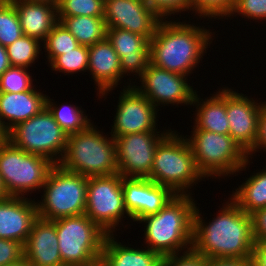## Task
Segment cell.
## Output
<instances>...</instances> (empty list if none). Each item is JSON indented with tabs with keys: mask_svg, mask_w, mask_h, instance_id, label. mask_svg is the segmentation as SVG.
I'll use <instances>...</instances> for the list:
<instances>
[{
	"mask_svg": "<svg viewBox=\"0 0 266 266\" xmlns=\"http://www.w3.org/2000/svg\"><path fill=\"white\" fill-rule=\"evenodd\" d=\"M229 199L209 223L195 207L192 249L207 259L252 257L255 241L251 215Z\"/></svg>",
	"mask_w": 266,
	"mask_h": 266,
	"instance_id": "1",
	"label": "cell"
},
{
	"mask_svg": "<svg viewBox=\"0 0 266 266\" xmlns=\"http://www.w3.org/2000/svg\"><path fill=\"white\" fill-rule=\"evenodd\" d=\"M176 21V22H175ZM162 20L150 40V63L161 69L184 76L202 62L212 43V32L203 26ZM178 21V22H177Z\"/></svg>",
	"mask_w": 266,
	"mask_h": 266,
	"instance_id": "2",
	"label": "cell"
},
{
	"mask_svg": "<svg viewBox=\"0 0 266 266\" xmlns=\"http://www.w3.org/2000/svg\"><path fill=\"white\" fill-rule=\"evenodd\" d=\"M196 205L192 195H175L159 212L138 220L146 224V248L161 257L191 250Z\"/></svg>",
	"mask_w": 266,
	"mask_h": 266,
	"instance_id": "3",
	"label": "cell"
},
{
	"mask_svg": "<svg viewBox=\"0 0 266 266\" xmlns=\"http://www.w3.org/2000/svg\"><path fill=\"white\" fill-rule=\"evenodd\" d=\"M97 130L91 123L85 130L69 134L58 165L85 177L118 174L114 138Z\"/></svg>",
	"mask_w": 266,
	"mask_h": 266,
	"instance_id": "4",
	"label": "cell"
},
{
	"mask_svg": "<svg viewBox=\"0 0 266 266\" xmlns=\"http://www.w3.org/2000/svg\"><path fill=\"white\" fill-rule=\"evenodd\" d=\"M202 178L205 180L197 168L186 136L171 130L156 147L148 179L170 188L176 195H191L188 189Z\"/></svg>",
	"mask_w": 266,
	"mask_h": 266,
	"instance_id": "5",
	"label": "cell"
},
{
	"mask_svg": "<svg viewBox=\"0 0 266 266\" xmlns=\"http://www.w3.org/2000/svg\"><path fill=\"white\" fill-rule=\"evenodd\" d=\"M192 130L191 137L186 139L205 178L230 177L248 167L250 158L230 135L199 130L195 126Z\"/></svg>",
	"mask_w": 266,
	"mask_h": 266,
	"instance_id": "6",
	"label": "cell"
},
{
	"mask_svg": "<svg viewBox=\"0 0 266 266\" xmlns=\"http://www.w3.org/2000/svg\"><path fill=\"white\" fill-rule=\"evenodd\" d=\"M88 177L54 165L43 185V196L36 201L38 218L53 221L85 214Z\"/></svg>",
	"mask_w": 266,
	"mask_h": 266,
	"instance_id": "7",
	"label": "cell"
},
{
	"mask_svg": "<svg viewBox=\"0 0 266 266\" xmlns=\"http://www.w3.org/2000/svg\"><path fill=\"white\" fill-rule=\"evenodd\" d=\"M55 227L65 266H82L101 258L107 233L86 214L56 219Z\"/></svg>",
	"mask_w": 266,
	"mask_h": 266,
	"instance_id": "8",
	"label": "cell"
},
{
	"mask_svg": "<svg viewBox=\"0 0 266 266\" xmlns=\"http://www.w3.org/2000/svg\"><path fill=\"white\" fill-rule=\"evenodd\" d=\"M53 166L50 160L27 153L9 140L0 143V178L8 196L24 197L41 189Z\"/></svg>",
	"mask_w": 266,
	"mask_h": 266,
	"instance_id": "9",
	"label": "cell"
},
{
	"mask_svg": "<svg viewBox=\"0 0 266 266\" xmlns=\"http://www.w3.org/2000/svg\"><path fill=\"white\" fill-rule=\"evenodd\" d=\"M68 134L45 106L38 114L17 124L7 133L14 146L50 160L54 165L63 157Z\"/></svg>",
	"mask_w": 266,
	"mask_h": 266,
	"instance_id": "10",
	"label": "cell"
},
{
	"mask_svg": "<svg viewBox=\"0 0 266 266\" xmlns=\"http://www.w3.org/2000/svg\"><path fill=\"white\" fill-rule=\"evenodd\" d=\"M122 176L88 177L85 214L107 234H114L124 215H128L122 191Z\"/></svg>",
	"mask_w": 266,
	"mask_h": 266,
	"instance_id": "11",
	"label": "cell"
},
{
	"mask_svg": "<svg viewBox=\"0 0 266 266\" xmlns=\"http://www.w3.org/2000/svg\"><path fill=\"white\" fill-rule=\"evenodd\" d=\"M170 131L171 128L161 133L140 132L114 138L118 173L126 178H149L156 147Z\"/></svg>",
	"mask_w": 266,
	"mask_h": 266,
	"instance_id": "12",
	"label": "cell"
},
{
	"mask_svg": "<svg viewBox=\"0 0 266 266\" xmlns=\"http://www.w3.org/2000/svg\"><path fill=\"white\" fill-rule=\"evenodd\" d=\"M187 77L170 72L149 63L138 77L141 85L133 87L144 95L156 108L161 105H192L196 90L187 83Z\"/></svg>",
	"mask_w": 266,
	"mask_h": 266,
	"instance_id": "13",
	"label": "cell"
},
{
	"mask_svg": "<svg viewBox=\"0 0 266 266\" xmlns=\"http://www.w3.org/2000/svg\"><path fill=\"white\" fill-rule=\"evenodd\" d=\"M123 87L110 135L116 138L140 132H160L156 127L159 110L132 83Z\"/></svg>",
	"mask_w": 266,
	"mask_h": 266,
	"instance_id": "14",
	"label": "cell"
},
{
	"mask_svg": "<svg viewBox=\"0 0 266 266\" xmlns=\"http://www.w3.org/2000/svg\"><path fill=\"white\" fill-rule=\"evenodd\" d=\"M107 28H120L147 37L154 36L162 19L144 0H105Z\"/></svg>",
	"mask_w": 266,
	"mask_h": 266,
	"instance_id": "15",
	"label": "cell"
},
{
	"mask_svg": "<svg viewBox=\"0 0 266 266\" xmlns=\"http://www.w3.org/2000/svg\"><path fill=\"white\" fill-rule=\"evenodd\" d=\"M226 88V114L229 135L247 153L255 144L258 135V117L266 102L257 103L253 98Z\"/></svg>",
	"mask_w": 266,
	"mask_h": 266,
	"instance_id": "16",
	"label": "cell"
},
{
	"mask_svg": "<svg viewBox=\"0 0 266 266\" xmlns=\"http://www.w3.org/2000/svg\"><path fill=\"white\" fill-rule=\"evenodd\" d=\"M122 191L125 209L133 222L159 212L176 195L148 178L123 177Z\"/></svg>",
	"mask_w": 266,
	"mask_h": 266,
	"instance_id": "17",
	"label": "cell"
},
{
	"mask_svg": "<svg viewBox=\"0 0 266 266\" xmlns=\"http://www.w3.org/2000/svg\"><path fill=\"white\" fill-rule=\"evenodd\" d=\"M37 218V205L31 198L9 196L0 200V238L24 246Z\"/></svg>",
	"mask_w": 266,
	"mask_h": 266,
	"instance_id": "18",
	"label": "cell"
},
{
	"mask_svg": "<svg viewBox=\"0 0 266 266\" xmlns=\"http://www.w3.org/2000/svg\"><path fill=\"white\" fill-rule=\"evenodd\" d=\"M106 38L120 58L122 74L139 77L150 63V40L120 28H107Z\"/></svg>",
	"mask_w": 266,
	"mask_h": 266,
	"instance_id": "19",
	"label": "cell"
},
{
	"mask_svg": "<svg viewBox=\"0 0 266 266\" xmlns=\"http://www.w3.org/2000/svg\"><path fill=\"white\" fill-rule=\"evenodd\" d=\"M23 250L24 257L32 266H65L58 247L55 220L37 218Z\"/></svg>",
	"mask_w": 266,
	"mask_h": 266,
	"instance_id": "20",
	"label": "cell"
},
{
	"mask_svg": "<svg viewBox=\"0 0 266 266\" xmlns=\"http://www.w3.org/2000/svg\"><path fill=\"white\" fill-rule=\"evenodd\" d=\"M88 52L87 71L92 75L91 77L98 87L97 95L101 99L115 90L114 88L124 77L121 71L120 58L107 38L88 46Z\"/></svg>",
	"mask_w": 266,
	"mask_h": 266,
	"instance_id": "21",
	"label": "cell"
},
{
	"mask_svg": "<svg viewBox=\"0 0 266 266\" xmlns=\"http://www.w3.org/2000/svg\"><path fill=\"white\" fill-rule=\"evenodd\" d=\"M46 95L35 86L24 92H0V123L8 133L17 124L30 119L46 106Z\"/></svg>",
	"mask_w": 266,
	"mask_h": 266,
	"instance_id": "22",
	"label": "cell"
},
{
	"mask_svg": "<svg viewBox=\"0 0 266 266\" xmlns=\"http://www.w3.org/2000/svg\"><path fill=\"white\" fill-rule=\"evenodd\" d=\"M10 1L17 10L24 35L43 43L47 35L58 23L57 6L27 0Z\"/></svg>",
	"mask_w": 266,
	"mask_h": 266,
	"instance_id": "23",
	"label": "cell"
},
{
	"mask_svg": "<svg viewBox=\"0 0 266 266\" xmlns=\"http://www.w3.org/2000/svg\"><path fill=\"white\" fill-rule=\"evenodd\" d=\"M211 95L203 101L196 92L192 103V106H196L197 109L195 110L193 126L199 130L229 135V121L226 114V87L222 90L220 88L218 92Z\"/></svg>",
	"mask_w": 266,
	"mask_h": 266,
	"instance_id": "24",
	"label": "cell"
},
{
	"mask_svg": "<svg viewBox=\"0 0 266 266\" xmlns=\"http://www.w3.org/2000/svg\"><path fill=\"white\" fill-rule=\"evenodd\" d=\"M114 234H107L101 257L109 266H161L162 257L146 248H132L117 242Z\"/></svg>",
	"mask_w": 266,
	"mask_h": 266,
	"instance_id": "25",
	"label": "cell"
},
{
	"mask_svg": "<svg viewBox=\"0 0 266 266\" xmlns=\"http://www.w3.org/2000/svg\"><path fill=\"white\" fill-rule=\"evenodd\" d=\"M253 174L230 196L243 212L250 215L266 207V168Z\"/></svg>",
	"mask_w": 266,
	"mask_h": 266,
	"instance_id": "26",
	"label": "cell"
},
{
	"mask_svg": "<svg viewBox=\"0 0 266 266\" xmlns=\"http://www.w3.org/2000/svg\"><path fill=\"white\" fill-rule=\"evenodd\" d=\"M58 22L71 32L80 45L90 46L107 36V26L103 17H58Z\"/></svg>",
	"mask_w": 266,
	"mask_h": 266,
	"instance_id": "27",
	"label": "cell"
},
{
	"mask_svg": "<svg viewBox=\"0 0 266 266\" xmlns=\"http://www.w3.org/2000/svg\"><path fill=\"white\" fill-rule=\"evenodd\" d=\"M53 101V102H52ZM46 107L52 113L55 121L69 135L85 130L91 121L85 112L74 105H57L53 99L46 97Z\"/></svg>",
	"mask_w": 266,
	"mask_h": 266,
	"instance_id": "28",
	"label": "cell"
},
{
	"mask_svg": "<svg viewBox=\"0 0 266 266\" xmlns=\"http://www.w3.org/2000/svg\"><path fill=\"white\" fill-rule=\"evenodd\" d=\"M41 45L39 40L26 35L8 45L6 49L11 66L29 69L39 58Z\"/></svg>",
	"mask_w": 266,
	"mask_h": 266,
	"instance_id": "29",
	"label": "cell"
},
{
	"mask_svg": "<svg viewBox=\"0 0 266 266\" xmlns=\"http://www.w3.org/2000/svg\"><path fill=\"white\" fill-rule=\"evenodd\" d=\"M43 44L42 46H44L43 49L47 52L45 55H47L46 57L49 64L57 56L64 54V52L71 51L80 45L71 32L60 22L53 27Z\"/></svg>",
	"mask_w": 266,
	"mask_h": 266,
	"instance_id": "30",
	"label": "cell"
},
{
	"mask_svg": "<svg viewBox=\"0 0 266 266\" xmlns=\"http://www.w3.org/2000/svg\"><path fill=\"white\" fill-rule=\"evenodd\" d=\"M23 35L14 4L10 0H0V44L7 47Z\"/></svg>",
	"mask_w": 266,
	"mask_h": 266,
	"instance_id": "31",
	"label": "cell"
},
{
	"mask_svg": "<svg viewBox=\"0 0 266 266\" xmlns=\"http://www.w3.org/2000/svg\"><path fill=\"white\" fill-rule=\"evenodd\" d=\"M89 52L88 46L79 45L75 49L64 52L57 56L50 64L53 71L63 72L65 75H71L78 72H86L88 70Z\"/></svg>",
	"mask_w": 266,
	"mask_h": 266,
	"instance_id": "32",
	"label": "cell"
},
{
	"mask_svg": "<svg viewBox=\"0 0 266 266\" xmlns=\"http://www.w3.org/2000/svg\"><path fill=\"white\" fill-rule=\"evenodd\" d=\"M105 0H60L57 5L58 17L104 16Z\"/></svg>",
	"mask_w": 266,
	"mask_h": 266,
	"instance_id": "33",
	"label": "cell"
},
{
	"mask_svg": "<svg viewBox=\"0 0 266 266\" xmlns=\"http://www.w3.org/2000/svg\"><path fill=\"white\" fill-rule=\"evenodd\" d=\"M29 69L17 66H10L0 76V92H24L31 90L34 85Z\"/></svg>",
	"mask_w": 266,
	"mask_h": 266,
	"instance_id": "34",
	"label": "cell"
},
{
	"mask_svg": "<svg viewBox=\"0 0 266 266\" xmlns=\"http://www.w3.org/2000/svg\"><path fill=\"white\" fill-rule=\"evenodd\" d=\"M236 0H190L191 11L199 18L228 19L233 11Z\"/></svg>",
	"mask_w": 266,
	"mask_h": 266,
	"instance_id": "35",
	"label": "cell"
},
{
	"mask_svg": "<svg viewBox=\"0 0 266 266\" xmlns=\"http://www.w3.org/2000/svg\"><path fill=\"white\" fill-rule=\"evenodd\" d=\"M144 2L162 19L181 12L191 11L190 0H144ZM176 13V14H175Z\"/></svg>",
	"mask_w": 266,
	"mask_h": 266,
	"instance_id": "36",
	"label": "cell"
},
{
	"mask_svg": "<svg viewBox=\"0 0 266 266\" xmlns=\"http://www.w3.org/2000/svg\"><path fill=\"white\" fill-rule=\"evenodd\" d=\"M235 14L248 20L253 19V21L266 20V0H236L229 18L231 16L236 17Z\"/></svg>",
	"mask_w": 266,
	"mask_h": 266,
	"instance_id": "37",
	"label": "cell"
},
{
	"mask_svg": "<svg viewBox=\"0 0 266 266\" xmlns=\"http://www.w3.org/2000/svg\"><path fill=\"white\" fill-rule=\"evenodd\" d=\"M162 257L161 266H206V258L193 249Z\"/></svg>",
	"mask_w": 266,
	"mask_h": 266,
	"instance_id": "38",
	"label": "cell"
},
{
	"mask_svg": "<svg viewBox=\"0 0 266 266\" xmlns=\"http://www.w3.org/2000/svg\"><path fill=\"white\" fill-rule=\"evenodd\" d=\"M23 256L24 250L21 243L0 238V266H7Z\"/></svg>",
	"mask_w": 266,
	"mask_h": 266,
	"instance_id": "39",
	"label": "cell"
},
{
	"mask_svg": "<svg viewBox=\"0 0 266 266\" xmlns=\"http://www.w3.org/2000/svg\"><path fill=\"white\" fill-rule=\"evenodd\" d=\"M251 218L254 241H266V207L254 211Z\"/></svg>",
	"mask_w": 266,
	"mask_h": 266,
	"instance_id": "40",
	"label": "cell"
},
{
	"mask_svg": "<svg viewBox=\"0 0 266 266\" xmlns=\"http://www.w3.org/2000/svg\"><path fill=\"white\" fill-rule=\"evenodd\" d=\"M259 149H263L266 152V105L261 109L258 117V135L254 146L247 152L248 157L252 159L251 156L259 152Z\"/></svg>",
	"mask_w": 266,
	"mask_h": 266,
	"instance_id": "41",
	"label": "cell"
},
{
	"mask_svg": "<svg viewBox=\"0 0 266 266\" xmlns=\"http://www.w3.org/2000/svg\"><path fill=\"white\" fill-rule=\"evenodd\" d=\"M206 266H252L251 258H206Z\"/></svg>",
	"mask_w": 266,
	"mask_h": 266,
	"instance_id": "42",
	"label": "cell"
},
{
	"mask_svg": "<svg viewBox=\"0 0 266 266\" xmlns=\"http://www.w3.org/2000/svg\"><path fill=\"white\" fill-rule=\"evenodd\" d=\"M251 260L252 266H266V241L255 242Z\"/></svg>",
	"mask_w": 266,
	"mask_h": 266,
	"instance_id": "43",
	"label": "cell"
},
{
	"mask_svg": "<svg viewBox=\"0 0 266 266\" xmlns=\"http://www.w3.org/2000/svg\"><path fill=\"white\" fill-rule=\"evenodd\" d=\"M11 66L7 49L0 44V76Z\"/></svg>",
	"mask_w": 266,
	"mask_h": 266,
	"instance_id": "44",
	"label": "cell"
},
{
	"mask_svg": "<svg viewBox=\"0 0 266 266\" xmlns=\"http://www.w3.org/2000/svg\"><path fill=\"white\" fill-rule=\"evenodd\" d=\"M7 266H32L28 260L23 256L22 258H20L18 261L13 262Z\"/></svg>",
	"mask_w": 266,
	"mask_h": 266,
	"instance_id": "45",
	"label": "cell"
},
{
	"mask_svg": "<svg viewBox=\"0 0 266 266\" xmlns=\"http://www.w3.org/2000/svg\"><path fill=\"white\" fill-rule=\"evenodd\" d=\"M82 266H109L105 260L101 257L99 259H96L95 261L89 263V264H85Z\"/></svg>",
	"mask_w": 266,
	"mask_h": 266,
	"instance_id": "46",
	"label": "cell"
},
{
	"mask_svg": "<svg viewBox=\"0 0 266 266\" xmlns=\"http://www.w3.org/2000/svg\"><path fill=\"white\" fill-rule=\"evenodd\" d=\"M7 197H9V196L7 195V192H6L5 188H4L2 180L0 178V200H3L5 198H7Z\"/></svg>",
	"mask_w": 266,
	"mask_h": 266,
	"instance_id": "47",
	"label": "cell"
},
{
	"mask_svg": "<svg viewBox=\"0 0 266 266\" xmlns=\"http://www.w3.org/2000/svg\"><path fill=\"white\" fill-rule=\"evenodd\" d=\"M30 2H40V3H49L51 5L57 6L60 0H27Z\"/></svg>",
	"mask_w": 266,
	"mask_h": 266,
	"instance_id": "48",
	"label": "cell"
},
{
	"mask_svg": "<svg viewBox=\"0 0 266 266\" xmlns=\"http://www.w3.org/2000/svg\"><path fill=\"white\" fill-rule=\"evenodd\" d=\"M6 140H7V132L0 123V143L5 142Z\"/></svg>",
	"mask_w": 266,
	"mask_h": 266,
	"instance_id": "49",
	"label": "cell"
}]
</instances>
